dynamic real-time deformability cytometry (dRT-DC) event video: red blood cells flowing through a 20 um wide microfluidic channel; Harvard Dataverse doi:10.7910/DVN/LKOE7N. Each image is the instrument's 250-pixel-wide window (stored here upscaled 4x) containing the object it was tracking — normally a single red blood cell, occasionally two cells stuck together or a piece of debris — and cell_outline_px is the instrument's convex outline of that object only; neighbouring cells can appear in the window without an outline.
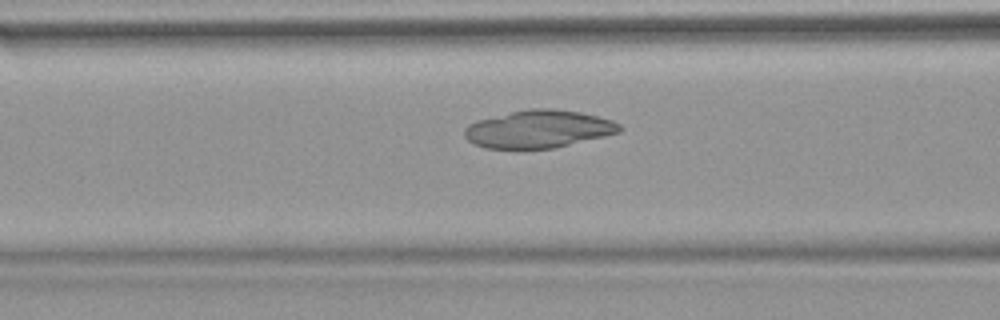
{"species": "common noctule bat (a hibernating species)", "species_latin": "Nyctalus noctula", "temperature_condition": "warm", "stored_images_in_passage": 37, "camera_frame_rate_fps": 3000, "um_per_image_px": 0.085, "animal": {"sex": "female", "body_mass_g": 18.4}, "frame": {"image": 1, "passage_image": 6, "time_ms": 1.667, "image_size_px": [1000, 320], "cell_outline_px": [[624, 128], [620, 132], [556, 148], [484, 148], [468, 140], [464, 136], [464, 128], [468, 124], [476, 120], [512, 112], [532, 108], [552, 108], [580, 112], [612, 120], [620, 124]], "centroid_in_image_um": [45.79, 10.97], "position_along_channel_um": 120.8, "area_um2": 33.99}}
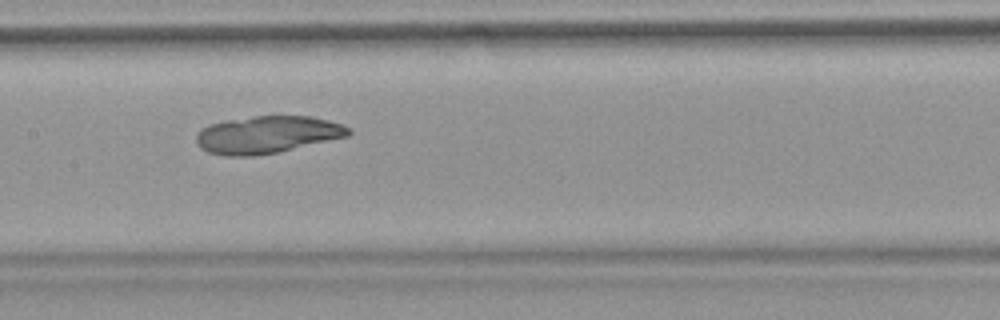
{"frame": {"image": 2, "passage_image": 11, "time_ms": 3.333, "image_size_px": [1000, 320], "cell_outline_px": [[352, 132], [348, 136], [280, 152], [252, 156], [228, 156], [208, 152], [200, 148], [196, 144], [196, 136], [204, 128], [212, 124], [228, 120], [256, 116], [312, 116], [328, 120], [352, 128]], "centroid_in_image_um": [22.75, 11.45], "position_along_channel_um": 184.6, "area_um2": 33.0}}